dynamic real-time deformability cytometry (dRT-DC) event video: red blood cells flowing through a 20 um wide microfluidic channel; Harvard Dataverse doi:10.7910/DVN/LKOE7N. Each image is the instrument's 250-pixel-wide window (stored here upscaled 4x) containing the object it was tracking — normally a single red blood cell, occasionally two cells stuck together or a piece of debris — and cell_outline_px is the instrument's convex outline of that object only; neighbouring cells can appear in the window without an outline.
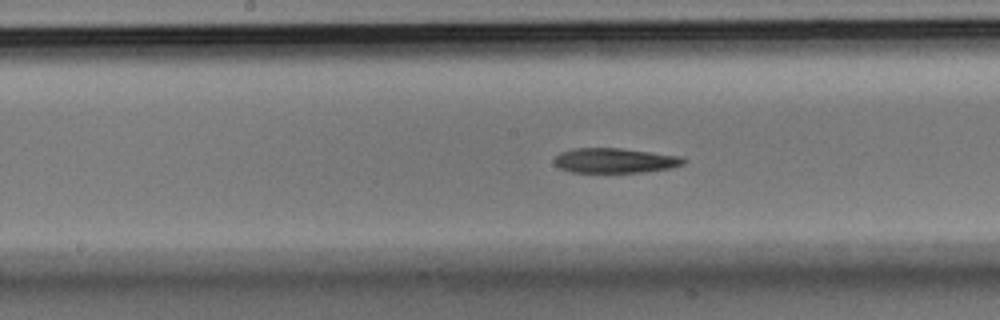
{"species": "Egyptian fruit bat (a non-hibernating species)", "species_latin": "Rousettus aegyptiacus", "temperature_condition": "room temperature", "stored_images_in_passage": 41, "camera_frame_rate_fps": 3000, "um_per_image_px": 0.085, "animal": {"sex": "male"}, "frame": {"image": 1, "passage_image": 13, "time_ms": 4.0, "image_size_px": [1000, 320], "cell_outline_px": [[684, 164], [672, 168], [640, 172], [572, 172], [560, 168], [552, 160], [560, 152], [576, 148], [620, 148], [680, 156], [684, 160]], "centroid_in_image_um": [52.24, 13.64], "position_along_channel_um": 196.0, "area_um2": 18.55}}
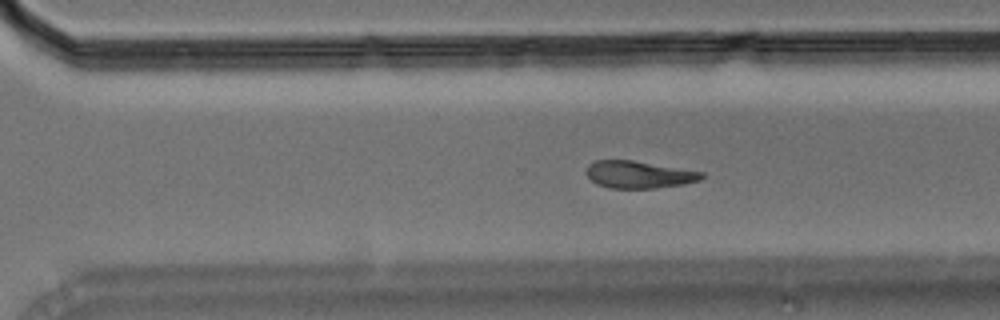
{"frame": {"image": 2, "passage_image": 23, "time_ms": 7.333, "image_size_px": [1000, 320], "cell_outline_px": [[704, 176], [700, 180], [684, 184], [656, 188], [608, 188], [596, 184], [588, 176], [588, 164], [596, 160], [632, 160], [704, 172]], "centroid_in_image_um": [54.32, 14.84], "position_along_channel_um": 316.3, "area_um2": 18.21}}
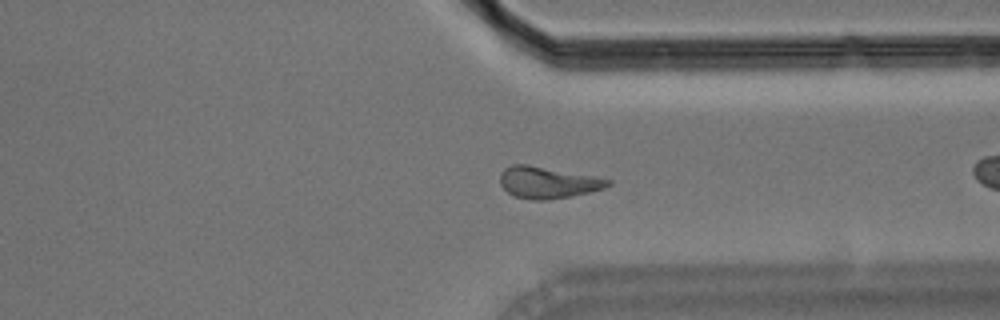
{"frame": {"image": 3, "passage_image": 27, "time_ms": 8.667, "image_size_px": [1000, 320], "cell_outline_px": [[612, 184], [604, 188], [572, 196], [548, 200], [532, 200], [512, 196], [500, 184], [500, 172], [504, 168], [512, 164], [528, 164], [592, 176], [612, 180]], "centroid_in_image_um": [46.52, 15.51], "position_along_channel_um": 364.9, "area_um2": 19.88}, "authors_computed_cell_mechanics": {"area_um2": 20.1722, "velocity_mm_per_s": 3.624, "shape_relaxation_time_tau1_ms": 2.9908, "shape_relaxation_time_tau2_ms": 2.2145, "deformation_change_tau1": 0.1552, "deformation_change_tau2": 0.1084}}